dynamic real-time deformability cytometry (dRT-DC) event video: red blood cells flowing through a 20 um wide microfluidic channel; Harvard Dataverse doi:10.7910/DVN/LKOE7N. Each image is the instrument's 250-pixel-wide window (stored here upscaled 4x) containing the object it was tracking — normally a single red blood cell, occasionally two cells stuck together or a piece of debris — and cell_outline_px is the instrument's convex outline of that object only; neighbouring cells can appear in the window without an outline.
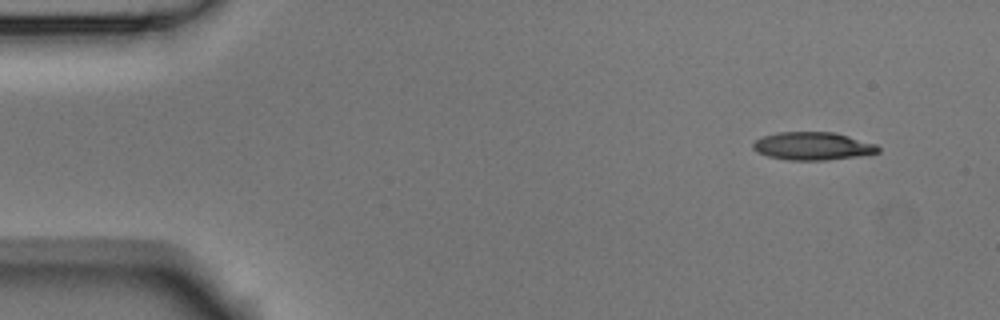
{"species": "Egyptian fruit bat (a non-hibernating species)", "species_latin": "Rousettus aegyptiacus", "temperature_condition": "room temperature", "stored_images_in_passage": 5, "segment_of_instrument_passage": [1, 2], "camera_frame_rate_fps": 3000, "um_per_image_px": 0.085, "animal": {"sex": "male"}, "frame": {"image": 1, "passage_image": 1, "time_ms": 0.0, "image_size_px": [1000, 320], "cell_outline_px": [[880, 152], [860, 156], [828, 160], [788, 160], [768, 156], [756, 152], [752, 148], [752, 144], [756, 140], [764, 136], [776, 132], [836, 132], [876, 144], [880, 148]], "centroid_in_image_um": [69.09, 12.42], "position_along_channel_um": 15.9, "area_um2": 20.52}}
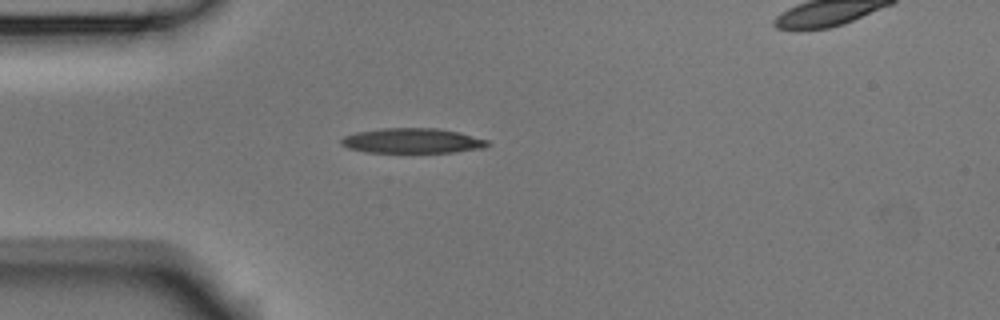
{"frame": {"image": 2, "passage_image": 4, "time_ms": 1.0, "image_size_px": [1000, 320], "cell_outline_px": [[492, 144], [480, 148], [452, 152], [364, 152], [348, 148], [340, 144], [340, 140], [344, 136], [356, 132], [380, 128], [440, 128], [460, 132], [488, 140]], "centroid_in_image_um": [35.03, 11.95], "position_along_channel_um": 50.0, "area_um2": 21.39}}